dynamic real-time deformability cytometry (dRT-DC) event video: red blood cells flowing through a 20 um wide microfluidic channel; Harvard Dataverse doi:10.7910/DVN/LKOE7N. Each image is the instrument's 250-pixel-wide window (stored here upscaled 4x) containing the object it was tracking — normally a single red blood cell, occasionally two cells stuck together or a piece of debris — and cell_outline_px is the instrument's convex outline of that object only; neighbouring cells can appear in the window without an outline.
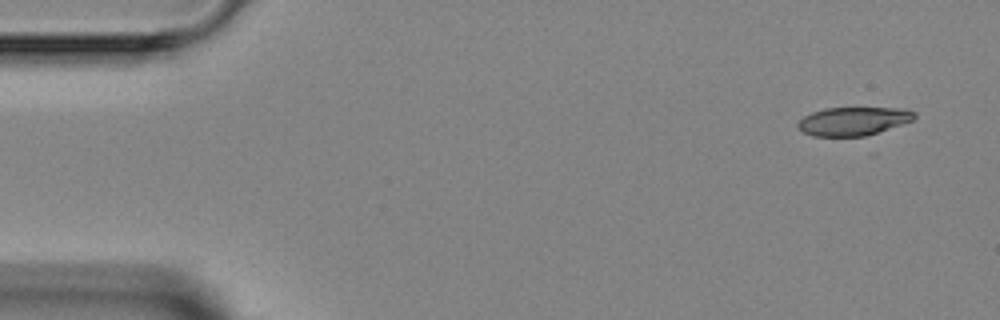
{"species": "Egyptian fruit bat (a non-hibernating species)", "species_latin": "Rousettus aegyptiacus", "temperature_condition": "room temperature", "stored_images_in_passage": 4, "segment_of_instrument_passage": [1, 2], "camera_frame_rate_fps": 3000, "um_per_image_px": 0.085, "animal": {"sex": "female"}, "frame": {"image": 1, "passage_image": 1, "time_ms": 0.0, "image_size_px": [1000, 320], "cell_outline_px": [[916, 116], [912, 120], [864, 136], [812, 136], [804, 132], [796, 124], [804, 116], [812, 112], [824, 108], [904, 108], [916, 112]], "centroid_in_image_um": [72.51, 10.29], "position_along_channel_um": 12.5, "area_um2": 19.02}}